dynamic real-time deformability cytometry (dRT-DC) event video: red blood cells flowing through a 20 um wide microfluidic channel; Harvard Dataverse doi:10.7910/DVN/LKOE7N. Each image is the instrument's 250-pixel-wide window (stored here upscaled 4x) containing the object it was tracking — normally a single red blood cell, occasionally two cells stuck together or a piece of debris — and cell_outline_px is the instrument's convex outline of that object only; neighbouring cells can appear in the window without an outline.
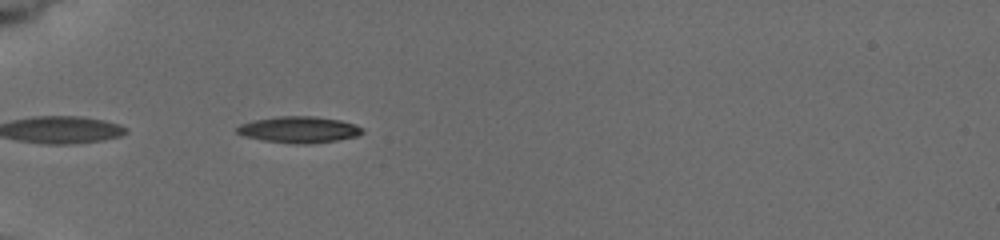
{"species": "common noctule bat (a hibernating species)", "species_latin": "Nyctalus noctula", "temperature_condition": "cold", "stored_images_in_passage": 32, "camera_frame_rate_fps": 3000, "um_per_image_px": 0.085, "animal": {"sex": "female", "body_mass_g": 19.5, "forearm_length_mm": 54.1}, "frame": {"image": 1, "passage_image": 3, "time_ms": 0.333, "image_size_px": [1000, 240], "cell_outline_px": [[364, 132], [356, 136], [336, 140], [308, 144], [292, 144], [264, 140], [244, 136], [236, 132], [236, 128], [240, 124], [252, 120], [276, 116], [316, 116], [340, 120], [356, 124], [364, 128]], "centroid_in_image_um": [25.41, 11.01], "position_along_channel_um": 59.6, "area_um2": 19.42}}
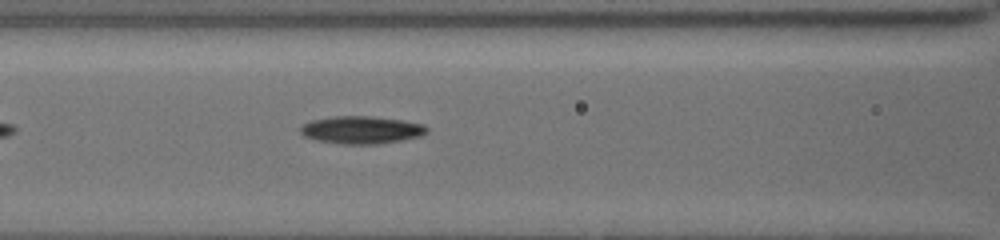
{"frame": {"image": 2, "passage_image": 15, "time_ms": 2.667, "image_size_px": [1000, 240], "cell_outline_px": [[428, 132], [420, 136], [404, 140], [380, 144], [340, 144], [316, 140], [304, 136], [300, 132], [300, 128], [304, 124], [312, 120], [332, 116], [368, 116], [404, 120], [424, 124], [428, 128]], "centroid_in_image_um": [30.75, 11.05], "position_along_channel_um": 135.8, "area_um2": 20.52}}
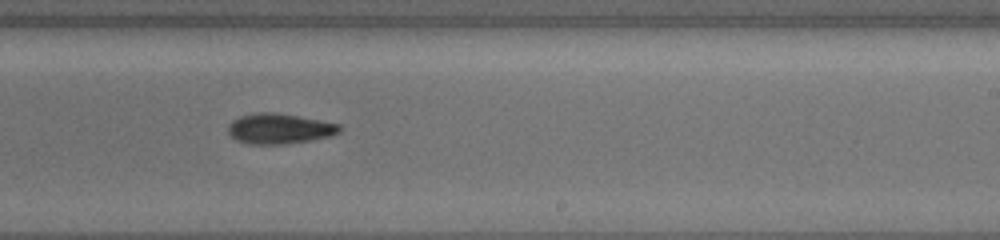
{"frame": {"image": 3, "passage_image": 28, "time_ms": 6.0, "image_size_px": [1000, 240], "cell_outline_px": [[344, 128], [340, 132], [332, 136], [312, 140], [288, 144], [248, 144], [236, 140], [228, 132], [228, 124], [232, 120], [240, 116], [256, 112], [272, 112], [296, 116], [340, 124]], "centroid_in_image_um": [23.76, 10.95], "position_along_channel_um": 265.2, "area_um2": 19.83}}